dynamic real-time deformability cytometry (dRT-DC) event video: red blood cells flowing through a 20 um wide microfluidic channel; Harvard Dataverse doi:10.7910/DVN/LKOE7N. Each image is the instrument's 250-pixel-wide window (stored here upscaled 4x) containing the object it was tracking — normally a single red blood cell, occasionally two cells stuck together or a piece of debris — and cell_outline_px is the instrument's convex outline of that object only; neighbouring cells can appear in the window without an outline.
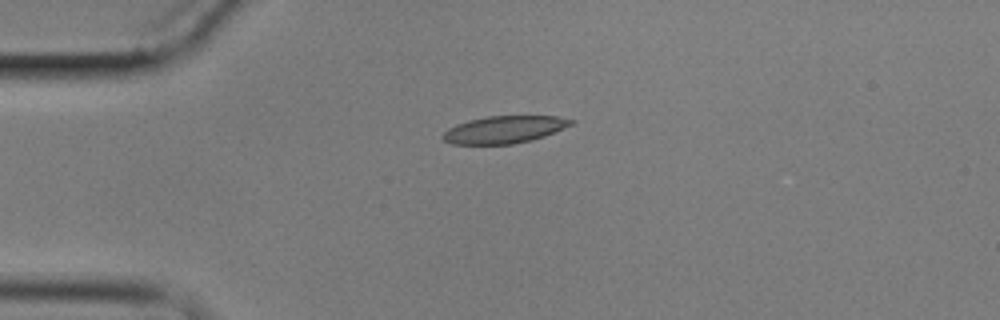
{"species": "common noctule bat (a hibernating species)", "species_latin": "Nyctalus noctula", "temperature_condition": "cold", "stored_images_in_passage": 3, "camera_frame_rate_fps": 3000, "um_per_image_px": 0.085, "animal": {"sex": "male", "body_mass_g": 17.9}, "frame": {"image": 1, "passage_image": 1, "time_ms": 0.0, "image_size_px": [1000, 320], "cell_outline_px": [[576, 120], [572, 124], [544, 136], [532, 140], [512, 144], [452, 144], [444, 140], [440, 136], [448, 128], [456, 124], [468, 120], [488, 116], [556, 116]], "centroid_in_image_um": [42.83, 11.01], "position_along_channel_um": 42.2, "area_um2": 20.35}}
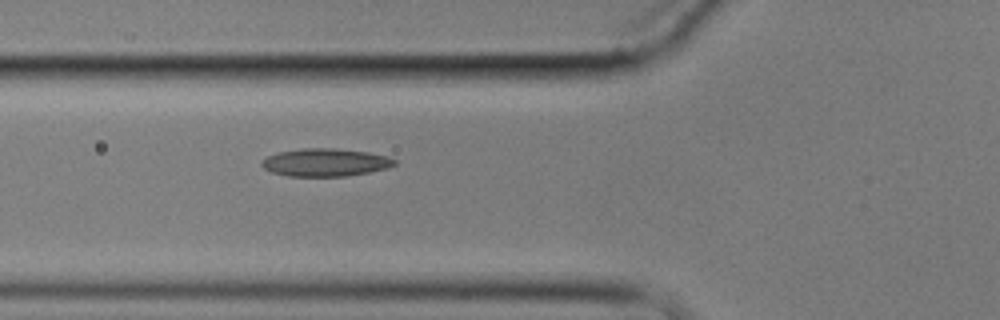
{"frame": {"image": 2, "passage_image": 3, "time_ms": 2.333, "image_size_px": [1000, 320], "cell_outline_px": [[396, 164], [388, 168], [348, 176], [288, 176], [272, 172], [264, 168], [260, 164], [268, 156], [280, 152], [304, 148], [336, 148], [368, 152], [388, 156], [396, 160]], "centroid_in_image_um": [27.69, 13.8], "position_along_channel_um": 98.1, "area_um2": 21.44}}